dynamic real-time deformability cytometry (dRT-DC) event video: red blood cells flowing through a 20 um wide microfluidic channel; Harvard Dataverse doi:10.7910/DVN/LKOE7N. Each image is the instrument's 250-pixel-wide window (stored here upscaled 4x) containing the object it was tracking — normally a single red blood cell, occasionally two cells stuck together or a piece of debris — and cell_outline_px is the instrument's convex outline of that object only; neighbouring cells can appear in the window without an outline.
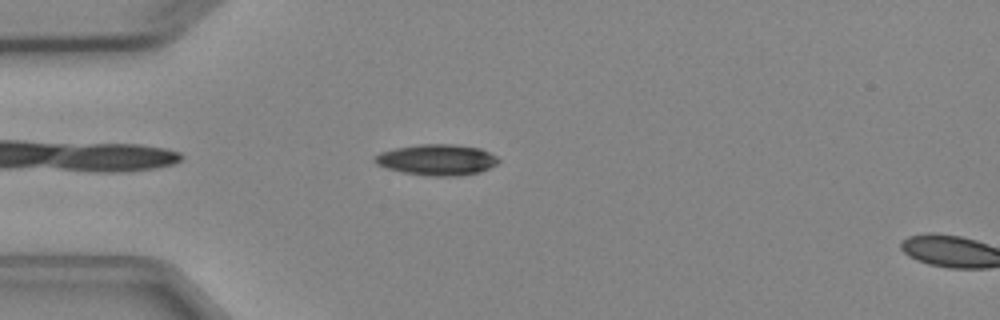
{"species": "Egyptian fruit bat (a non-hibernating species)", "species_latin": "Rousettus aegyptiacus", "temperature_condition": "cold", "stored_images_in_passage": 2, "camera_frame_rate_fps": 3000, "um_per_image_px": 0.085, "animal": {"sex": "female"}, "frame": {"image": 1, "passage_image": 1, "time_ms": 0.0, "image_size_px": [1000, 320], "cell_outline_px": [[500, 160], [496, 164], [480, 172], [460, 176], [432, 176], [404, 172], [388, 168], [376, 164], [372, 160], [380, 152], [396, 148], [420, 144], [452, 144], [480, 148], [496, 156]], "centroid_in_image_um": [37.15, 13.58], "position_along_channel_um": 47.9, "area_um2": 22.14}}